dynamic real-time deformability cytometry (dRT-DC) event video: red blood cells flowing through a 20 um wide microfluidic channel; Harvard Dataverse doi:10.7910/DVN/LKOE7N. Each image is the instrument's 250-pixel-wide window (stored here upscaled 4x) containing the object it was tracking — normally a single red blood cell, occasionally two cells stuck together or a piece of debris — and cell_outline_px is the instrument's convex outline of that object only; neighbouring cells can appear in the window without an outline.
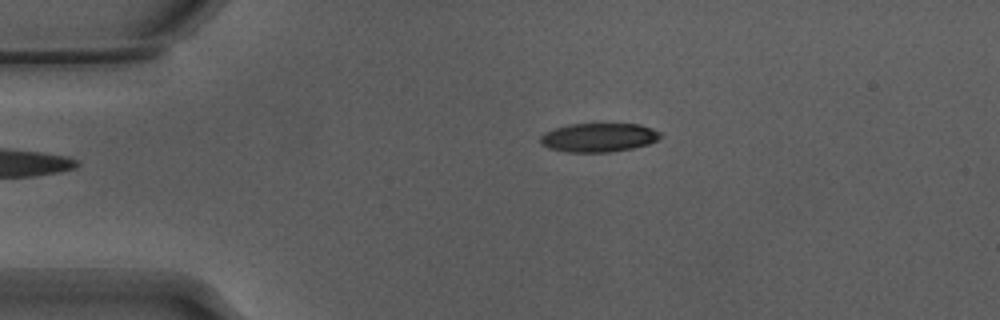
{"species": "Egyptian fruit bat (a non-hibernating species)", "species_latin": "Rousettus aegyptiacus", "temperature_condition": "warm", "stored_images_in_passage": 37, "camera_frame_rate_fps": 3000, "um_per_image_px": 0.085, "animal": {"sex": "male"}, "frame": {"image": 1, "passage_image": 1, "time_ms": 0.0, "image_size_px": [1000, 320], "cell_outline_px": [[664, 136], [648, 144], [632, 148], [612, 152], [568, 152], [548, 148], [540, 144], [540, 136], [544, 132], [556, 128], [572, 124], [640, 124], [652, 128], [660, 132]], "centroid_in_image_um": [50.89, 11.69], "position_along_channel_um": 34.1, "area_um2": 20.23}}
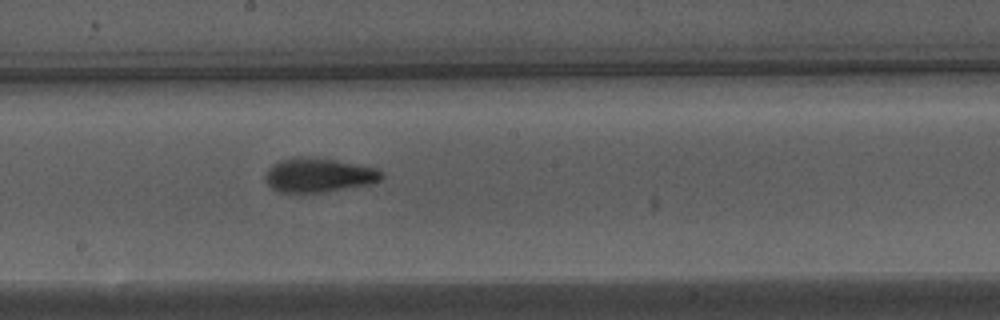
{"frame": {"image": 2, "passage_image": 19, "time_ms": 6.0, "image_size_px": [1000, 320], "cell_outline_px": [[384, 176], [380, 180], [368, 184], [320, 192], [280, 192], [272, 188], [268, 184], [268, 168], [272, 164], [280, 160], [296, 156], [312, 156], [336, 160], [376, 168], [384, 172]], "centroid_in_image_um": [27.1, 14.86], "position_along_channel_um": 221.1, "area_um2": 22.89}}
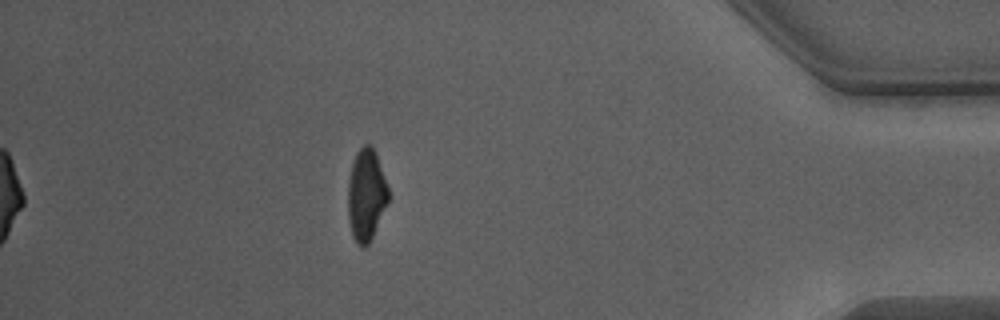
{"frame": {"image": 3, "passage_image": 37, "time_ms": 12.0, "image_size_px": [1000, 320], "cell_outline_px": [[388, 200], [372, 236], [368, 244], [364, 248], [360, 248], [356, 244], [352, 236], [348, 220], [348, 184], [352, 164], [356, 152], [364, 144], [372, 144], [376, 152], [388, 188]], "centroid_in_image_um": [31.1, 16.57], "position_along_channel_um": 404.1, "area_um2": 21.56}, "authors_computed_cell_mechanics": {"area_um2": 22.1952, "velocity_mm_per_s": 3.853, "shape_relaxation_time_tau1_ms": 4.9839, "shape_relaxation_time_tau2_ms": 1.8908, "deformation_change_tau1": 0.195, "deformation_change_tau2": 0.1007}}